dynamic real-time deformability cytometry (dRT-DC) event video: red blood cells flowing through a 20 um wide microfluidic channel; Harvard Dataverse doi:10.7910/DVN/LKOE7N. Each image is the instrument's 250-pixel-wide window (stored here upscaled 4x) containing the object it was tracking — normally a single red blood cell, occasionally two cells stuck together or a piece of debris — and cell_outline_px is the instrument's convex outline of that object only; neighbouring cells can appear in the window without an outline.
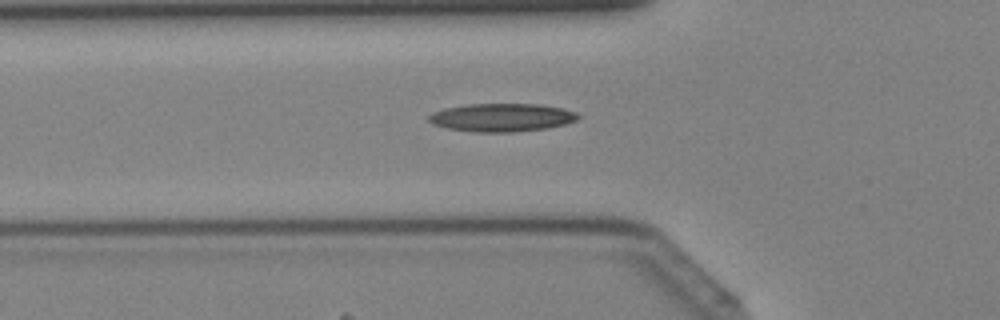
{"species": "Egyptian fruit bat (a non-hibernating species)", "species_latin": "Rousettus aegyptiacus", "temperature_condition": "cold", "stored_images_in_passage": 38, "camera_frame_rate_fps": 3000, "um_per_image_px": 0.085, "animal": {"sex": "female"}, "frame": {"image": 1, "passage_image": 11, "time_ms": 3.333, "image_size_px": [1000, 320], "cell_outline_px": [[580, 116], [576, 120], [564, 124], [544, 128], [512, 132], [472, 132], [448, 128], [432, 124], [428, 120], [428, 116], [432, 112], [444, 108], [468, 104], [540, 104], [564, 108], [576, 112]], "centroid_in_image_um": [42.62, 9.98], "position_along_channel_um": 83.2, "area_um2": 24.51}}
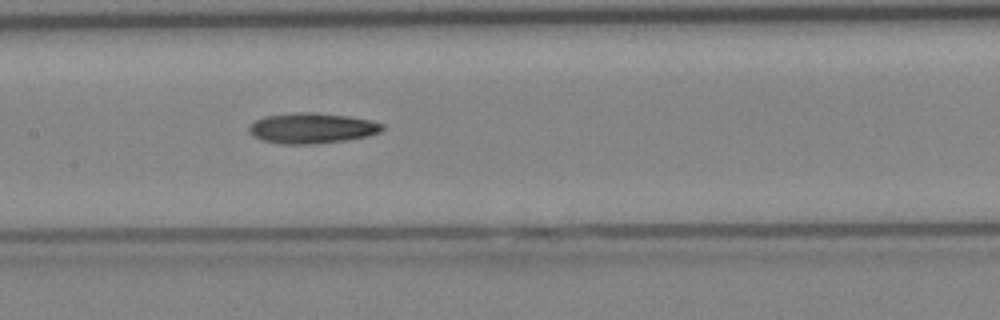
{"frame": {"image": 2, "passage_image": 17, "time_ms": 5.333, "image_size_px": [1000, 320], "cell_outline_px": [[384, 128], [380, 132], [368, 136], [344, 140], [312, 144], [280, 144], [264, 140], [252, 136], [248, 132], [248, 124], [264, 116], [296, 112], [308, 112], [348, 116], [368, 120], [384, 124]], "centroid_in_image_um": [26.46, 10.89], "position_along_channel_um": 180.9, "area_um2": 23.64}}
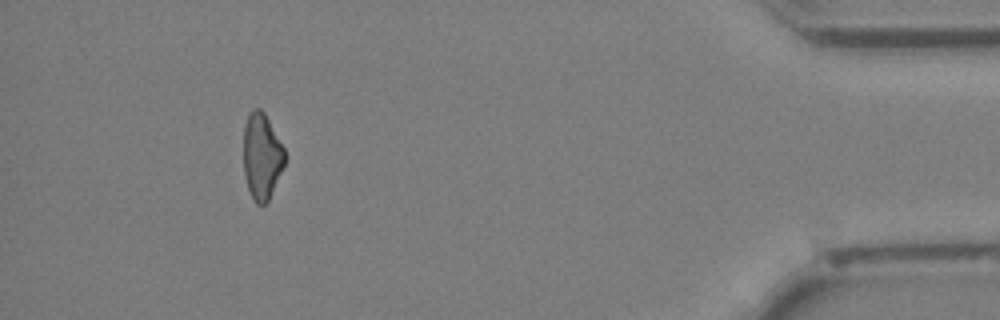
{"frame": {"image": 3, "passage_image": 35, "time_ms": 11.333, "image_size_px": [1000, 320], "cell_outline_px": [[288, 156], [268, 200], [264, 204], [256, 204], [248, 188], [244, 176], [244, 124], [252, 108], [260, 108], [264, 112], [284, 148]], "centroid_in_image_um": [22.25, 13.26], "position_along_channel_um": 412.9, "area_um2": 20.63}}